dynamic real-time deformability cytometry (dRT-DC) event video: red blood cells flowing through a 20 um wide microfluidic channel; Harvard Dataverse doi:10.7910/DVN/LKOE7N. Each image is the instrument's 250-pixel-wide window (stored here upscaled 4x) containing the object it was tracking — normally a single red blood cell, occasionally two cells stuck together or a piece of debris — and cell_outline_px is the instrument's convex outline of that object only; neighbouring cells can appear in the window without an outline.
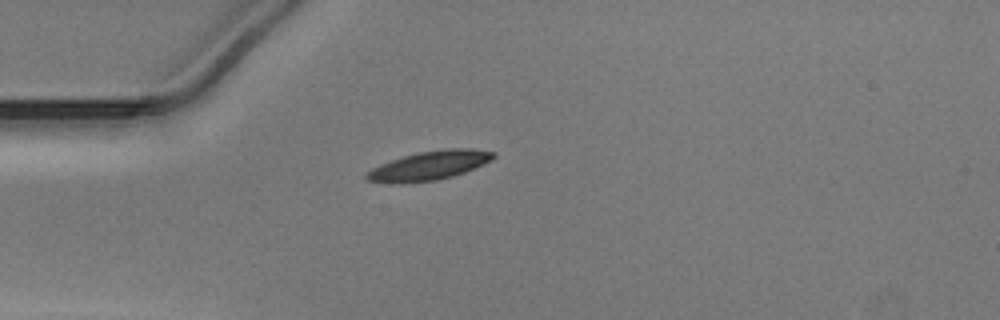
{"species": "Egyptian fruit bat (a non-hibernating species)", "species_latin": "Rousettus aegyptiacus", "temperature_condition": "warm", "stored_images_in_passage": 38, "camera_frame_rate_fps": 3000, "um_per_image_px": 0.085, "animal": {"sex": "male"}, "frame": {"image": 1, "passage_image": 1, "time_ms": 0.0, "image_size_px": [1000, 320], "cell_outline_px": [[496, 156], [492, 160], [484, 164], [464, 172], [452, 176], [436, 180], [400, 184], [388, 184], [368, 180], [364, 176], [364, 172], [380, 164], [404, 156], [420, 152], [444, 148], [472, 148], [496, 152]], "centroid_in_image_um": [36.47, 14.08], "position_along_channel_um": 48.5, "area_um2": 21.68}}
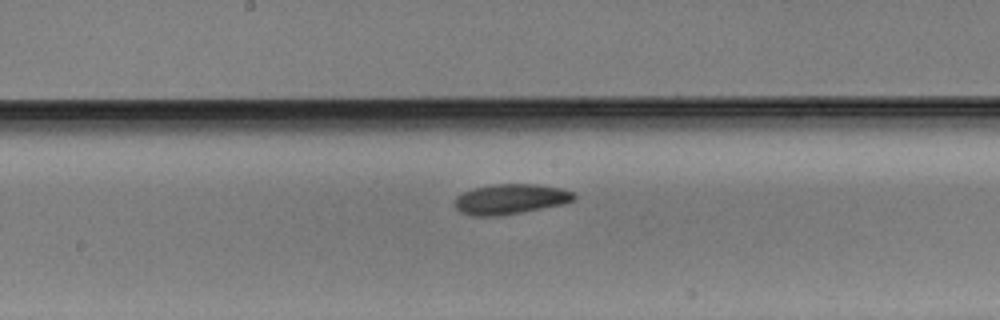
{"frame": {"image": 2, "passage_image": 14, "time_ms": 4.333, "image_size_px": [1000, 320], "cell_outline_px": [[576, 196], [572, 200], [564, 204], [500, 216], [468, 216], [460, 212], [456, 208], [456, 196], [472, 188], [492, 184], [540, 184], [560, 188], [576, 192]], "centroid_in_image_um": [43.39, 16.92], "position_along_channel_um": 204.8, "area_um2": 21.15}}
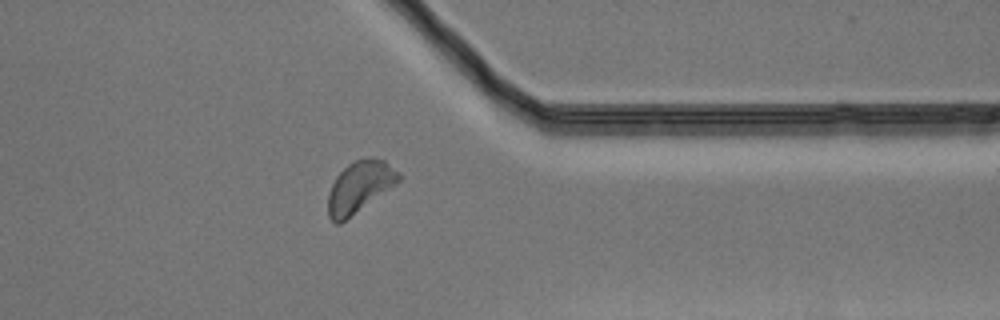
{"frame": {"image": 3, "passage_image": 28, "time_ms": 9.0, "image_size_px": [1000, 320], "cell_outline_px": [[400, 180], [340, 224], [336, 224], [328, 216], [328, 192], [336, 176], [348, 164], [364, 156], [372, 156], [384, 160], [400, 172]], "centroid_in_image_um": [30.55, 15.85], "position_along_channel_um": 380.9, "area_um2": 20.98}}